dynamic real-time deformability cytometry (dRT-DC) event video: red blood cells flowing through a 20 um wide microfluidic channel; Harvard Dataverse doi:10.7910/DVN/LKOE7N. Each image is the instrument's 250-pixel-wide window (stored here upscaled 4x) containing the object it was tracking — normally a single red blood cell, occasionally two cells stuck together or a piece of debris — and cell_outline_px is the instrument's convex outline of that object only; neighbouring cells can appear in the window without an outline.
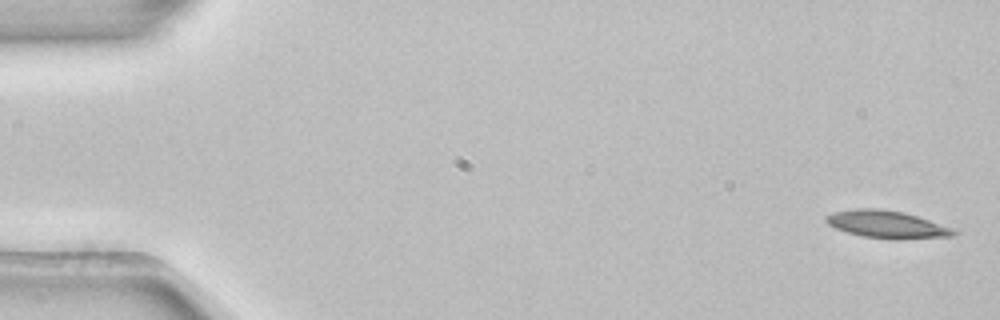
{"species": "common noctule bat (a hibernating species)", "species_latin": "Nyctalus noctula", "temperature_condition": "room temperature", "stored_images_in_passage": 5, "camera_frame_rate_fps": 3000, "um_per_image_px": 0.085, "animal": {"sex": "female", "body_mass_g": 22.7, "forearm_length_mm": 54.2}, "frame": {"image": 1, "passage_image": 1, "time_ms": 0.0, "image_size_px": [1000, 320], "cell_outline_px": [[960, 232], [952, 236], [896, 240], [892, 240], [864, 236], [848, 232], [836, 228], [828, 224], [824, 220], [824, 216], [832, 212], [856, 208], [876, 208], [904, 212], [952, 228]], "centroid_in_image_um": [75.36, 19.07], "position_along_channel_um": 9.6, "area_um2": 20.46}}
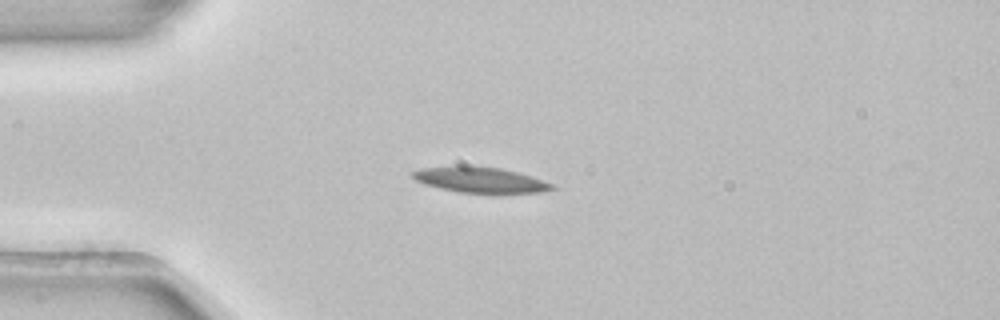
{"frame": {"image": 2, "passage_image": 4, "time_ms": 1.0, "image_size_px": [1000, 320], "cell_outline_px": [[556, 188], [544, 192], [460, 192], [440, 188], [424, 184], [416, 180], [412, 176], [412, 172], [424, 168], [456, 164], [500, 168], [532, 176], [556, 184]], "centroid_in_image_um": [40.83, 15.26], "position_along_channel_um": 44.2, "area_um2": 20.75}}